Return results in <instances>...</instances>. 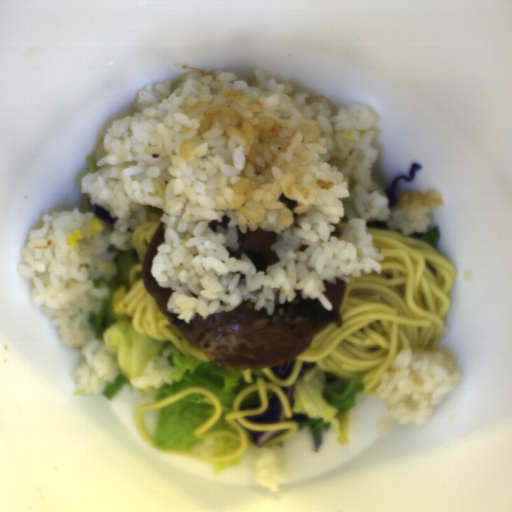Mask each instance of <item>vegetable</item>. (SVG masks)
Wrapping results in <instances>:
<instances>
[{
	"label": "vegetable",
	"instance_id": "add77e79",
	"mask_svg": "<svg viewBox=\"0 0 512 512\" xmlns=\"http://www.w3.org/2000/svg\"><path fill=\"white\" fill-rule=\"evenodd\" d=\"M109 251L116 256L118 274L112 278L94 277L92 283L95 286L105 284V298L100 309L88 315L92 328L102 337L118 367L115 380L101 390L104 397L109 400L116 397L119 388L130 383L134 374L143 370L148 358L165 359L174 368L173 384L156 387V403L177 396L190 386H201L218 399L221 407L218 422L202 430V434L230 431L238 435L226 415L233 410L235 397L248 383L244 379L243 369H227L216 361L203 362L179 351L170 341L136 331L132 317L116 311L114 296L120 288L125 293L131 292L128 274L139 262L138 253L134 249H117L114 244H109Z\"/></svg>",
	"mask_w": 512,
	"mask_h": 512
},
{
	"label": "vegetable",
	"instance_id": "ea0f7189",
	"mask_svg": "<svg viewBox=\"0 0 512 512\" xmlns=\"http://www.w3.org/2000/svg\"><path fill=\"white\" fill-rule=\"evenodd\" d=\"M295 402L291 408L293 417L307 415L298 421L297 429L305 428L320 435L330 428L337 432L342 415L353 409L356 395L362 389L361 372L350 379L337 378L325 371L317 361H303L291 386Z\"/></svg>",
	"mask_w": 512,
	"mask_h": 512
},
{
	"label": "vegetable",
	"instance_id": "f7b5029e",
	"mask_svg": "<svg viewBox=\"0 0 512 512\" xmlns=\"http://www.w3.org/2000/svg\"><path fill=\"white\" fill-rule=\"evenodd\" d=\"M216 413L215 401L193 392L157 410L156 444L165 450L191 452L209 458L232 456L243 441L232 437H199L197 428Z\"/></svg>",
	"mask_w": 512,
	"mask_h": 512
},
{
	"label": "vegetable",
	"instance_id": "96ceb2fe",
	"mask_svg": "<svg viewBox=\"0 0 512 512\" xmlns=\"http://www.w3.org/2000/svg\"><path fill=\"white\" fill-rule=\"evenodd\" d=\"M440 235V227L434 225L425 232H413L410 237L422 241L432 249L438 250L437 243L440 238Z\"/></svg>",
	"mask_w": 512,
	"mask_h": 512
},
{
	"label": "vegetable",
	"instance_id": "f1789d4c",
	"mask_svg": "<svg viewBox=\"0 0 512 512\" xmlns=\"http://www.w3.org/2000/svg\"><path fill=\"white\" fill-rule=\"evenodd\" d=\"M261 407L259 393L255 390L246 394L240 403L239 410L253 411Z\"/></svg>",
	"mask_w": 512,
	"mask_h": 512
}]
</instances>
